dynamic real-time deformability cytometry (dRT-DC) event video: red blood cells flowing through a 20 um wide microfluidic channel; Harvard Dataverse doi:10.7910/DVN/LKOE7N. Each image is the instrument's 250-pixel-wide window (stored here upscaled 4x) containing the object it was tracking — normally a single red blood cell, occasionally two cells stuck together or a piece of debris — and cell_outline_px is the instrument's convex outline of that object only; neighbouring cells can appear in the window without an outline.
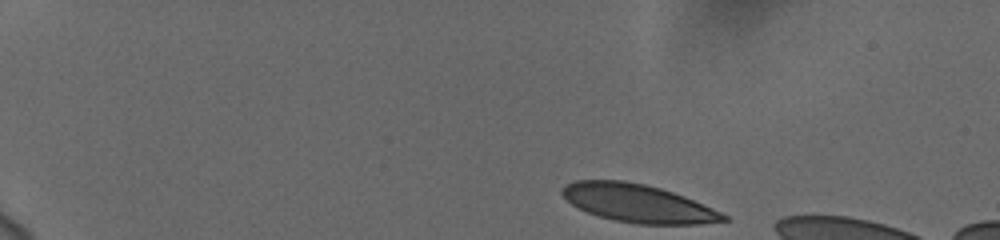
{"species": "human", "species_latin": "Homo sapiens", "temperature_condition": "cold", "stored_images_in_passage": 11, "camera_frame_rate_fps": 3000, "um_per_image_px": 0.085, "donor": {"sex": "female"}, "frame": {"image": 1, "passage_image": 1, "time_ms": 0.0, "image_size_px": [1000, 240], "cell_outline_px": [[732, 220], [700, 224], [636, 224], [616, 220], [600, 216], [588, 212], [572, 204], [560, 192], [568, 184], [576, 180], [624, 180], [644, 184], [660, 188], [684, 196], [712, 208], [728, 216]], "centroid_in_image_um": [54.27, 17.28], "position_along_channel_um": 30.7, "area_um2": 35.37}}